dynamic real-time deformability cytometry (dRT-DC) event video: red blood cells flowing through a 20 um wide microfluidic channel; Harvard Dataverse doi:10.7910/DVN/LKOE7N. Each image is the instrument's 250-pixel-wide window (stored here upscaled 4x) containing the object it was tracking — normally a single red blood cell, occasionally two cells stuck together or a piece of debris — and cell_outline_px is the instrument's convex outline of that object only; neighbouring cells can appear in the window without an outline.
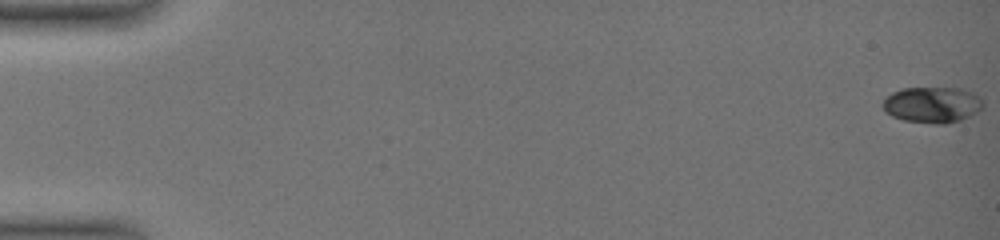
{"species": "common noctule bat (a hibernating species)", "species_latin": "Nyctalus noctula", "temperature_condition": "warm", "stored_images_in_passage": 51, "camera_frame_rate_fps": 3000, "um_per_image_px": 0.085, "animal": {"sex": "female", "body_mass_g": 19.0, "forearm_length_mm": 51.5}, "frame": {"image": 1, "passage_image": 1, "time_ms": 0.0, "image_size_px": [1000, 240], "cell_outline_px": [[984, 104], [976, 112], [960, 120], [944, 124], [936, 124], [904, 120], [892, 116], [884, 112], [880, 104], [892, 92], [904, 88], [960, 88], [972, 92], [980, 96], [984, 100]], "centroid_in_image_um": [79.23, 8.9], "position_along_channel_um": 5.8, "area_um2": 21.1}}
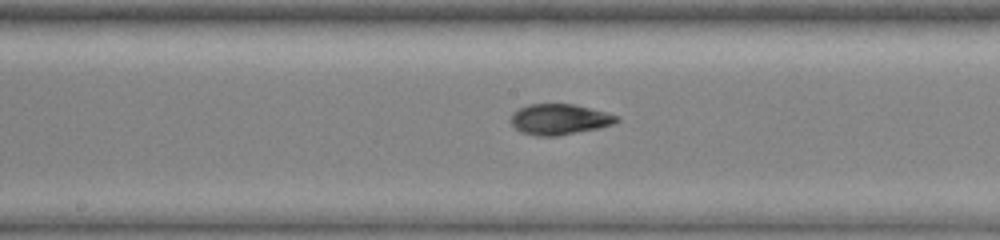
{"frame": {"image": 2, "passage_image": 30, "time_ms": 9.667, "image_size_px": [1000, 240], "cell_outline_px": [[620, 120], [612, 124], [600, 128], [556, 136], [536, 136], [520, 132], [512, 124], [512, 112], [528, 104], [572, 104], [620, 116]], "centroid_in_image_um": [47.55, 10.15], "position_along_channel_um": 200.7, "area_um2": 18.79}}
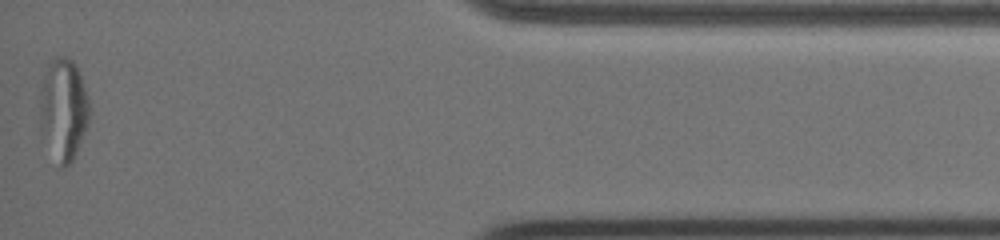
{"frame": {"image": 3, "passage_image": 51, "time_ms": 16.667, "image_size_px": [1000, 240], "cell_outline_px": [[88, 124], [76, 152], [72, 160], [64, 168], [60, 168], [40, 132], [40, 92], [44, 76], [48, 64], [52, 56], [64, 56], [72, 60], [76, 64], [88, 100]], "centroid_in_image_um": [5.36, 9.29], "position_along_channel_um": 429.8, "area_um2": 29.19}, "authors_computed_cell_mechanics": {"area_um2": 19.2474, "velocity_mm_per_s": 3.9244, "shape_relaxation_time_tau1_ms": 8.27, "shape_relaxation_time_tau2_ms": null, "deformation_change_tau1": 0.2628, "deformation_change_tau2": null}}